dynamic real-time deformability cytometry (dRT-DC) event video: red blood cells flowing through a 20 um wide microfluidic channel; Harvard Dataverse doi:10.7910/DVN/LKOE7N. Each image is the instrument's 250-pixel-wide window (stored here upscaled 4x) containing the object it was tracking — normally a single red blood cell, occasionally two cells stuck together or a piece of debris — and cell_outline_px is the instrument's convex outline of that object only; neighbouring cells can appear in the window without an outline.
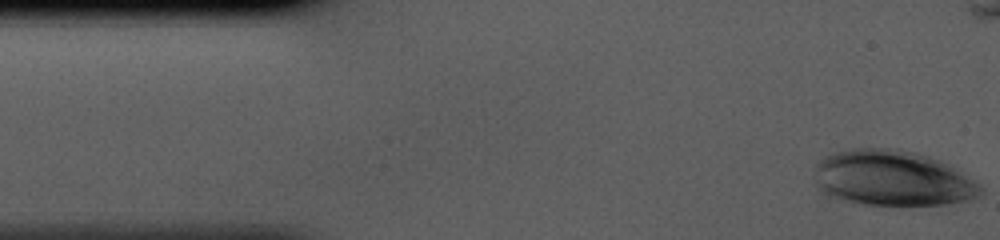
{"species": "human", "species_latin": "Homo sapiens", "temperature_condition": "cold", "stored_images_in_passage": 38, "camera_frame_rate_fps": 3000, "um_per_image_px": 0.085, "donor": {"sex": "male"}, "frame": {"image": 1, "passage_image": 1, "time_ms": 0.0, "image_size_px": [1000, 240], "cell_outline_px": [[980, 196], [968, 200], [944, 204], [864, 204], [824, 196], [816, 184], [816, 164], [820, 160], [836, 152], [852, 148], [896, 148], [916, 152], [928, 156], [960, 172], [980, 184]], "centroid_in_image_um": [75.81, 15.15], "position_along_channel_um": 9.2, "area_um2": 53.12}}
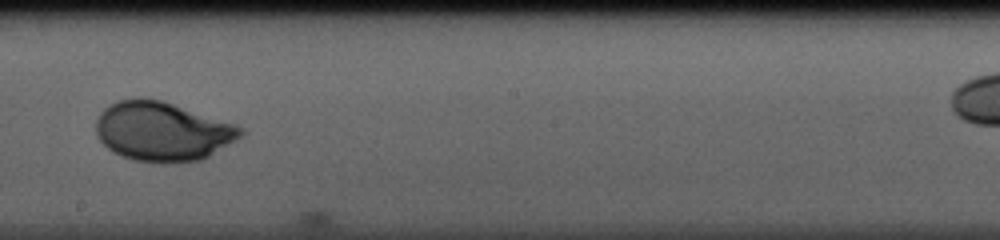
{"frame": {"image": 2, "passage_image": 23, "time_ms": 7.333, "image_size_px": [1000, 240], "cell_outline_px": [[244, 132], [236, 140], [208, 156], [200, 160], [164, 164], [136, 160], [120, 156], [112, 152], [100, 140], [96, 132], [96, 120], [100, 112], [108, 104], [120, 100], [136, 96], [140, 96], [160, 100], [236, 124], [244, 128]], "centroid_in_image_um": [13.77, 11.16], "position_along_channel_um": 234.4, "area_um2": 50.11}}
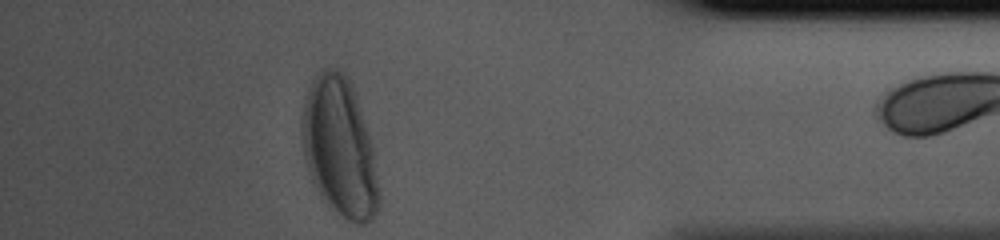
{"frame": {"image": 3, "passage_image": 37, "time_ms": 12.0, "image_size_px": [1000, 240], "cell_outline_px": [[380, 208], [372, 220], [364, 224], [356, 224], [348, 220], [336, 212], [320, 196], [308, 172], [304, 156], [300, 120], [304, 100], [308, 88], [312, 80], [320, 72], [332, 68], [340, 68], [348, 76], [352, 84], [372, 144], [380, 192]], "centroid_in_image_um": [28.87, 12.55], "position_along_channel_um": 406.3, "area_um2": 62.6}}